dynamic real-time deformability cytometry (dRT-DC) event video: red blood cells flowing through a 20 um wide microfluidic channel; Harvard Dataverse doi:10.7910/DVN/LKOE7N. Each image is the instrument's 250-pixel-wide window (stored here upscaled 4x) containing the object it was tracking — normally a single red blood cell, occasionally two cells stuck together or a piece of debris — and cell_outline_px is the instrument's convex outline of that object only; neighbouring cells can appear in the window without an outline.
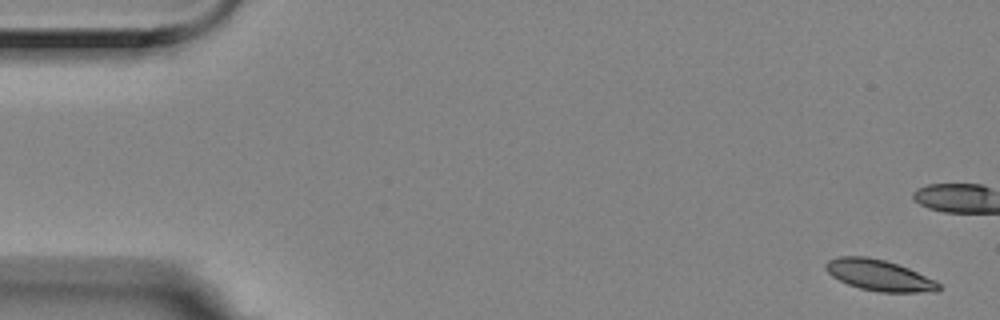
{"species": "Egyptian fruit bat (a non-hibernating species)", "species_latin": "Rousettus aegyptiacus", "temperature_condition": "room temperature", "stored_images_in_passage": 6, "segment_of_instrument_passage": [1, 2], "camera_frame_rate_fps": 3000, "um_per_image_px": 0.085, "animal": {"sex": "female"}, "frame": {"image": 1, "passage_image": 1, "time_ms": 0.0, "image_size_px": [1000, 320], "cell_outline_px": [[940, 288], [936, 292], [880, 292], [860, 288], [848, 284], [832, 276], [824, 268], [824, 264], [828, 260], [840, 256], [868, 256], [884, 260], [908, 268], [936, 280], [940, 284]], "centroid_in_image_um": [74.73, 23.39], "position_along_channel_um": 10.3, "area_um2": 20.4}}
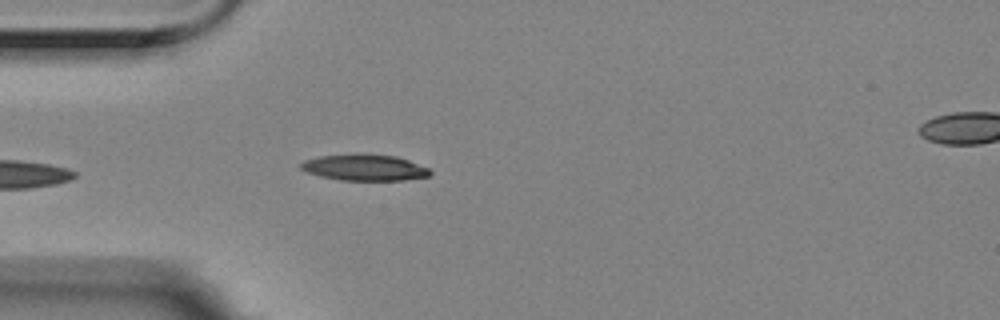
{"frame": {"image": 2, "passage_image": 5, "time_ms": 1.333, "image_size_px": [1000, 320], "cell_outline_px": [[432, 172], [428, 176], [404, 180], [340, 180], [320, 176], [308, 172], [300, 168], [300, 164], [304, 160], [320, 156], [356, 152], [360, 152], [396, 156], [408, 160], [428, 168]], "centroid_in_image_um": [30.96, 14.21], "position_along_channel_um": 54.0, "area_um2": 20.0}}